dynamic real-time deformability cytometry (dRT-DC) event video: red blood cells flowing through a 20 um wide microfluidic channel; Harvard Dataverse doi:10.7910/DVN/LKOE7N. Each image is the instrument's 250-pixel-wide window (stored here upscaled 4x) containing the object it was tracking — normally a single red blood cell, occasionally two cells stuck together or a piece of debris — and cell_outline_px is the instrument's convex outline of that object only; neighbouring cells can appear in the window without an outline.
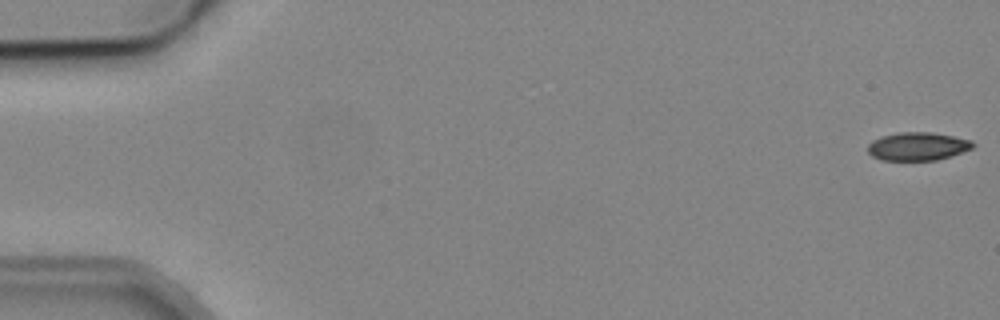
{"species": "common noctule bat (a hibernating species)", "species_latin": "Nyctalus noctula", "temperature_condition": "cold", "stored_images_in_passage": 5, "camera_frame_rate_fps": 3000, "um_per_image_px": 0.085, "animal": {"sex": "male", "body_mass_g": 19.2, "forearm_length_mm": 51.8}, "frame": {"image": 1, "passage_image": 1, "time_ms": 0.0, "image_size_px": [1000, 320], "cell_outline_px": [[976, 144], [972, 148], [936, 160], [880, 160], [872, 156], [868, 152], [868, 144], [872, 140], [880, 136], [900, 132], [932, 132], [972, 140]], "centroid_in_image_um": [77.97, 12.43], "position_along_channel_um": 7.0, "area_um2": 17.22}}